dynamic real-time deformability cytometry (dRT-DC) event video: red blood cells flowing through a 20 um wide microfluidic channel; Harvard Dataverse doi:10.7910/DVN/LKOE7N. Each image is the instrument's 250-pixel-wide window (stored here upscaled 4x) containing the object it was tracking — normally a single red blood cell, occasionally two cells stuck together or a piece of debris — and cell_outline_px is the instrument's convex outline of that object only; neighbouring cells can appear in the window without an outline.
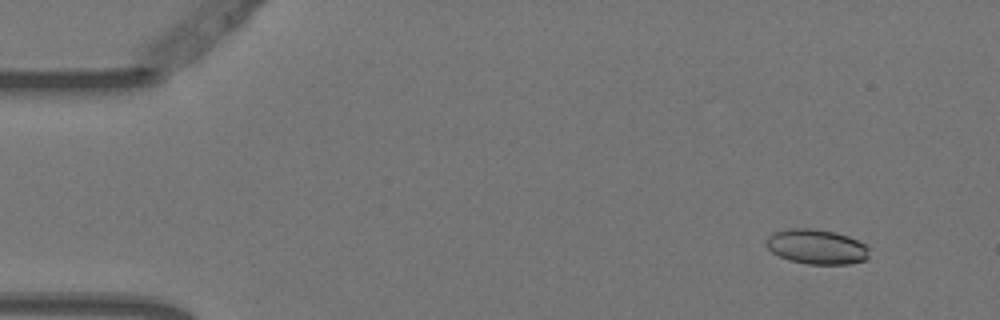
{"species": "Egyptian fruit bat (a non-hibernating species)", "species_latin": "Rousettus aegyptiacus", "temperature_condition": "warm", "stored_images_in_passage": 3, "camera_frame_rate_fps": 3000, "um_per_image_px": 0.085, "animal": {"sex": "female"}, "frame": {"image": 1, "passage_image": 1, "time_ms": 0.0, "image_size_px": [1000, 320], "cell_outline_px": [[868, 256], [864, 260], [848, 264], [808, 264], [788, 260], [772, 252], [764, 244], [764, 240], [772, 232], [788, 228], [812, 228], [836, 232], [848, 236], [864, 244], [868, 248]], "centroid_in_image_um": [69.35, 20.96], "position_along_channel_um": 15.7, "area_um2": 21.04}}
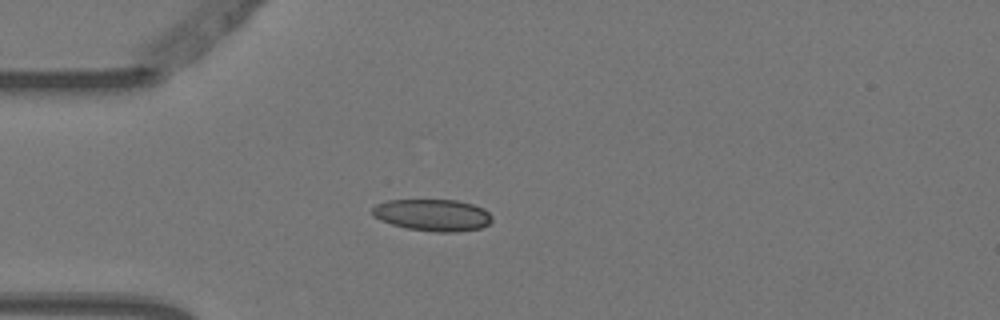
{"frame": {"image": 2, "passage_image": 3, "time_ms": 0.667, "image_size_px": [1000, 320], "cell_outline_px": [[492, 220], [488, 224], [480, 228], [460, 232], [436, 232], [408, 228], [392, 224], [380, 220], [372, 216], [372, 208], [376, 204], [388, 200], [456, 200], [472, 204], [484, 208], [492, 216]], "centroid_in_image_um": [36.78, 18.28], "position_along_channel_um": 48.2, "area_um2": 22.25}}